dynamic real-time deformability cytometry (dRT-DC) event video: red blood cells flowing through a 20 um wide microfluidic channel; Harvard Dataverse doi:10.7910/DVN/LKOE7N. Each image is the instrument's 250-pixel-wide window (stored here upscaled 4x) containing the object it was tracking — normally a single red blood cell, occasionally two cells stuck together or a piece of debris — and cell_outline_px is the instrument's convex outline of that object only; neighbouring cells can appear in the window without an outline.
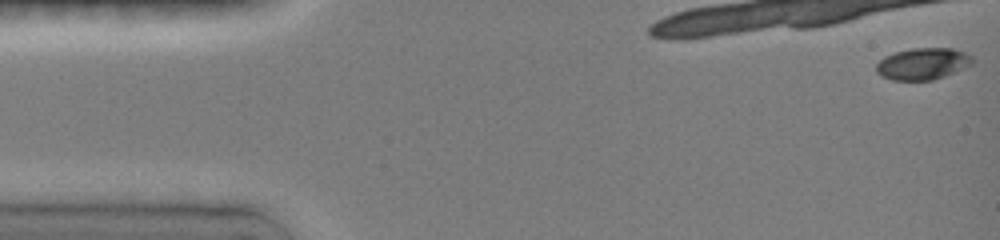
{"species": "common noctule bat (a hibernating species)", "species_latin": "Nyctalus noctula", "temperature_condition": "room temperature", "stored_images_in_passage": 10, "camera_frame_rate_fps": 3000, "um_per_image_px": 0.085, "animal": {"sex": "female", "body_mass_g": 19.0, "forearm_length_mm": 51.5}, "frame": {"image": 1, "passage_image": 1, "time_ms": 0.0, "image_size_px": [1000, 240], "cell_outline_px": [[976, 60], [972, 64], [964, 68], [944, 76], [932, 80], [892, 80], [880, 76], [876, 72], [876, 64], [884, 56], [896, 52], [912, 48], [952, 48], [964, 52], [972, 56]], "centroid_in_image_um": [78.44, 5.42], "position_along_channel_um": 6.6, "area_um2": 17.86}}